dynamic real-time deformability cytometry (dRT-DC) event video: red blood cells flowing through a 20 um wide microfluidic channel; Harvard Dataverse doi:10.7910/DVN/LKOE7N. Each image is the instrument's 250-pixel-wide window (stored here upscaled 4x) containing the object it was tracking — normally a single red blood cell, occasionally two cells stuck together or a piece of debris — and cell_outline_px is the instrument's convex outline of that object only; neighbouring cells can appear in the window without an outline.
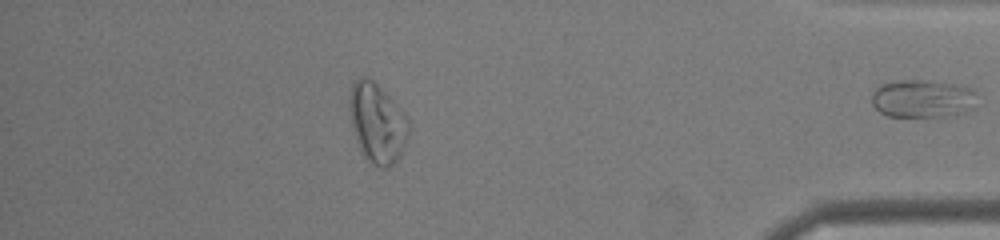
{"species": "common noctule bat (a hibernating species)", "species_latin": "Nyctalus noctula", "temperature_condition": "warm", "stored_images_in_passage": 42, "segment_of_instrument_passage": [3, 3], "camera_frame_rate_fps": 3000, "um_per_image_px": 0.085, "animal": {"sex": "male", "body_mass_g": 19.0, "forearm_length_mm": 50.8}, "frame": {"image": 1, "passage_image": 42, "time_ms": 13.667, "image_size_px": [1000, 240], "cell_outline_px": [[976, 108], [968, 112], [944, 116], [888, 116], [880, 112], [872, 104], [872, 92], [880, 84], [892, 80], [932, 80], [956, 84], [972, 88], [976, 92]], "centroid_in_image_um": [78.46, 8.37], "position_along_channel_um": 356.7, "area_um2": 23.81}}